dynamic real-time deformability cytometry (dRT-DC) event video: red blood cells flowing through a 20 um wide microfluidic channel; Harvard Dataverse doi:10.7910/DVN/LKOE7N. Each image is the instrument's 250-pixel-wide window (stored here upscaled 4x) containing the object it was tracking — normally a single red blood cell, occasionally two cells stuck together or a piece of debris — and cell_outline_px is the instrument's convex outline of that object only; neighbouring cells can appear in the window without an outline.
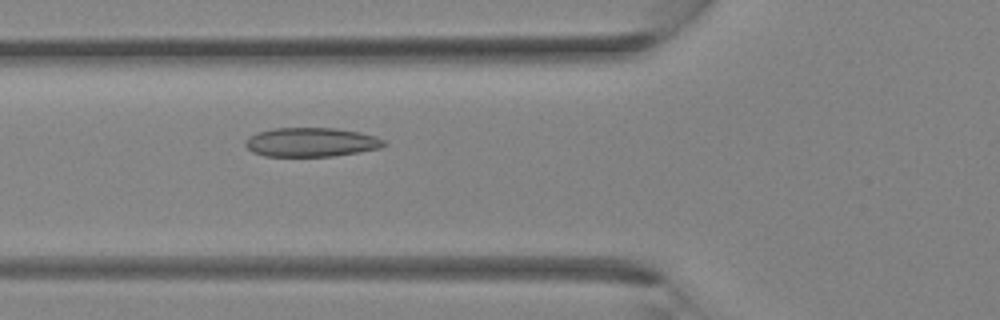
{"species": "Egyptian fruit bat (a non-hibernating species)", "species_latin": "Rousettus aegyptiacus", "temperature_condition": "room temperature", "stored_images_in_passage": 36, "camera_frame_rate_fps": 3000, "um_per_image_px": 0.085, "animal": {"sex": "female"}, "frame": {"image": 1, "passage_image": 13, "time_ms": 4.0, "image_size_px": [1000, 320], "cell_outline_px": [[388, 144], [380, 148], [360, 152], [332, 156], [264, 156], [252, 152], [244, 144], [244, 140], [248, 136], [260, 132], [276, 128], [336, 128], [360, 132], [376, 136], [384, 140]], "centroid_in_image_um": [26.47, 12.09], "position_along_channel_um": 99.3, "area_um2": 23.58}}
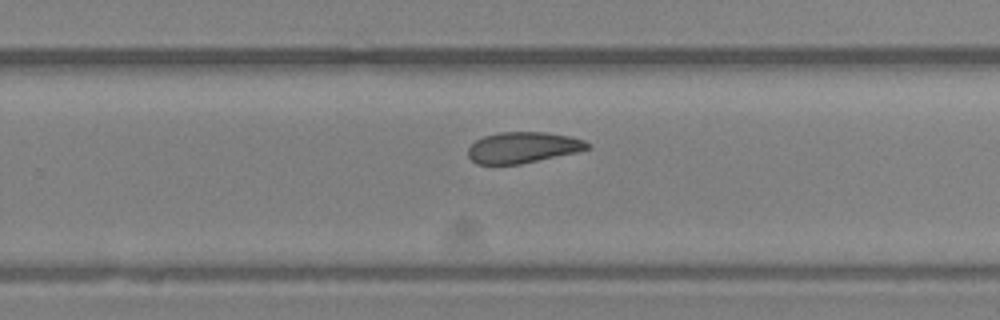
{"frame": {"image": 2, "passage_image": 23, "time_ms": 7.333, "image_size_px": [1000, 320], "cell_outline_px": [[588, 148], [576, 152], [520, 164], [476, 164], [468, 156], [468, 148], [476, 140], [484, 136], [500, 132], [544, 132], [568, 136], [584, 140], [588, 144]], "centroid_in_image_um": [44.4, 12.54], "position_along_channel_um": 285.4, "area_um2": 21.27}}
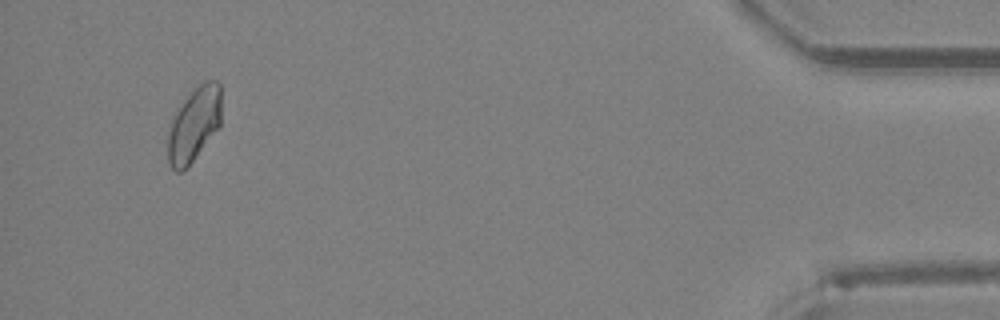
{"frame": {"image": 3, "passage_image": 34, "time_ms": 11.0, "image_size_px": [1000, 320], "cell_outline_px": [[220, 124], [192, 160], [180, 172], [176, 172], [168, 164], [168, 132], [176, 108], [204, 80], [216, 80], [220, 84]], "centroid_in_image_um": [16.47, 10.54], "position_along_channel_um": 418.7, "area_um2": 22.54}}